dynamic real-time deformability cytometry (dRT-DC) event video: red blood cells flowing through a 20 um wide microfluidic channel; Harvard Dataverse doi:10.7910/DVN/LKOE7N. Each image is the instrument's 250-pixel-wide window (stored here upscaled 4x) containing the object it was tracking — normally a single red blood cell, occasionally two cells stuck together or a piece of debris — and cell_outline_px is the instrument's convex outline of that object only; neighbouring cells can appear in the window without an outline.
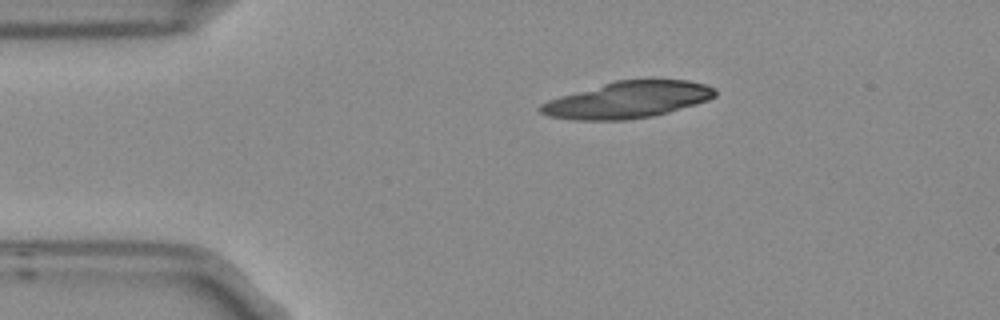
{"species": "Egyptian fruit bat (a non-hibernating species)", "species_latin": "Rousettus aegyptiacus", "temperature_condition": "room temperature", "stored_images_in_passage": 2, "camera_frame_rate_fps": 3000, "um_per_image_px": 0.085, "frame": {"image": 1, "passage_image": 1, "time_ms": 0.0, "image_size_px": [1000, 320], "cell_outline_px": [[716, 96], [708, 100], [696, 104], [668, 112], [652, 116], [624, 120], [572, 120], [548, 116], [540, 112], [536, 108], [540, 104], [548, 100], [560, 96], [616, 80], [688, 80], [704, 84], [716, 88]], "centroid_in_image_um": [53.34, 8.49], "position_along_channel_um": 31.7, "area_um2": 37.11}}